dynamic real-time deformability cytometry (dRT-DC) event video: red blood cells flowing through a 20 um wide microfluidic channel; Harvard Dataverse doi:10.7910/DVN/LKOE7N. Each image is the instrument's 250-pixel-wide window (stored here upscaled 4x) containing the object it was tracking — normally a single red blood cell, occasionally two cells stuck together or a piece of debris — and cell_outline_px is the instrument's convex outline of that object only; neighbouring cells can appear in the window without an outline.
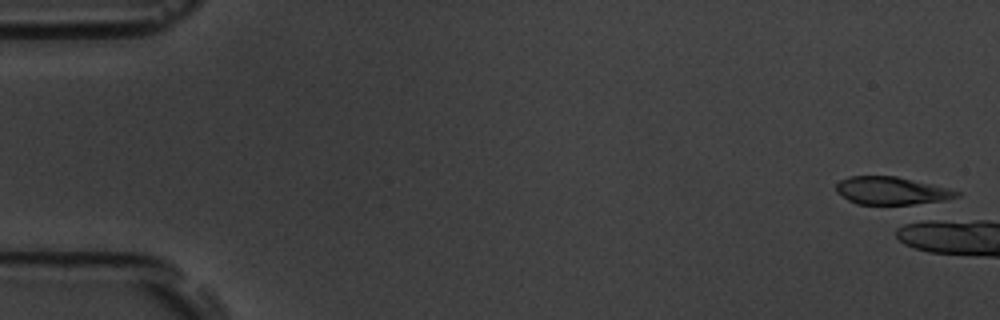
{"species": "common noctule bat (a hibernating species)", "species_latin": "Nyctalus noctula", "temperature_condition": "room temperature", "stored_images_in_passage": 2, "camera_frame_rate_fps": 3000, "um_per_image_px": 0.085, "animal": {"sex": "male", "body_mass_g": 19.5, "forearm_length_mm": 54.6}, "frame": {"image": 1, "passage_image": 2, "time_ms": 0.333, "image_size_px": [1000, 320], "cell_outline_px": [[960, 196], [936, 204], [904, 208], [856, 204], [848, 200], [836, 192], [836, 184], [840, 180], [848, 176], [896, 176], [932, 184], [960, 192]], "centroid_in_image_um": [75.85, 16.29], "position_along_channel_um": 9.1, "area_um2": 20.98}}